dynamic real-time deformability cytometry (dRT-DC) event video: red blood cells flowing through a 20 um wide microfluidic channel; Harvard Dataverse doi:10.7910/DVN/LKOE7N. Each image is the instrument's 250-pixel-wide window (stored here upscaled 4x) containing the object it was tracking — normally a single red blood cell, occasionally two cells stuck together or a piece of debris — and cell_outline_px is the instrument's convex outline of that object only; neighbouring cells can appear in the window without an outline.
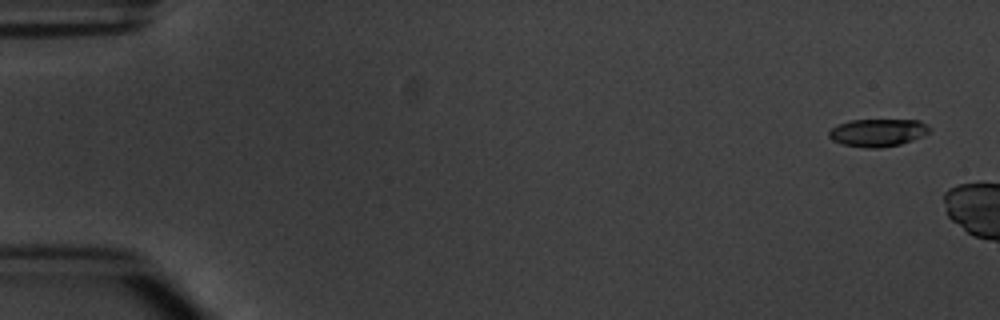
{"species": "common noctule bat (a hibernating species)", "species_latin": "Nyctalus noctula", "temperature_condition": "warm", "stored_images_in_passage": 7, "camera_frame_rate_fps": 3000, "um_per_image_px": 0.085, "animal": {"sex": "male", "body_mass_g": 20.1, "forearm_length_mm": 53.5}, "frame": {"image": 1, "passage_image": 1, "time_ms": 0.0, "image_size_px": [1000, 320], "cell_outline_px": [[932, 128], [928, 132], [912, 140], [900, 144], [880, 148], [868, 148], [840, 144], [832, 140], [828, 136], [828, 132], [836, 124], [852, 120], [920, 120], [928, 124]], "centroid_in_image_um": [74.59, 11.27], "position_along_channel_um": 10.4, "area_um2": 16.3}}